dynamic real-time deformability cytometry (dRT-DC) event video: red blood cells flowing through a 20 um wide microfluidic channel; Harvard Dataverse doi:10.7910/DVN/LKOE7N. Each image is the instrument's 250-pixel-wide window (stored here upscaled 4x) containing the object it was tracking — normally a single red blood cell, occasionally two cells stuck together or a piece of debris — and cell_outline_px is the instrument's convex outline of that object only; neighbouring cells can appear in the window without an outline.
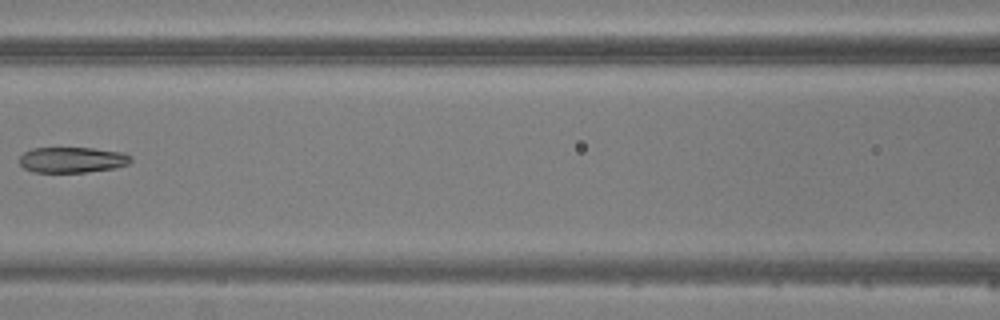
{"species": "common noctule bat (a hibernating species)", "species_latin": "Nyctalus noctula", "temperature_condition": "warm", "stored_images_in_passage": 7, "camera_frame_rate_fps": 3000, "um_per_image_px": 0.085, "animal": {"sex": "male", "body_mass_g": 20.5, "forearm_length_mm": 52.5}, "frame": {"image": 1, "passage_image": 7, "time_ms": 7.0, "image_size_px": [1000, 320], "cell_outline_px": [[132, 160], [128, 164], [116, 168], [88, 172], [32, 172], [24, 168], [20, 164], [20, 156], [24, 152], [32, 148], [92, 148], [124, 152], [132, 156]], "centroid_in_image_um": [6.17, 13.59], "position_along_channel_um": 160.4, "area_um2": 16.82}}